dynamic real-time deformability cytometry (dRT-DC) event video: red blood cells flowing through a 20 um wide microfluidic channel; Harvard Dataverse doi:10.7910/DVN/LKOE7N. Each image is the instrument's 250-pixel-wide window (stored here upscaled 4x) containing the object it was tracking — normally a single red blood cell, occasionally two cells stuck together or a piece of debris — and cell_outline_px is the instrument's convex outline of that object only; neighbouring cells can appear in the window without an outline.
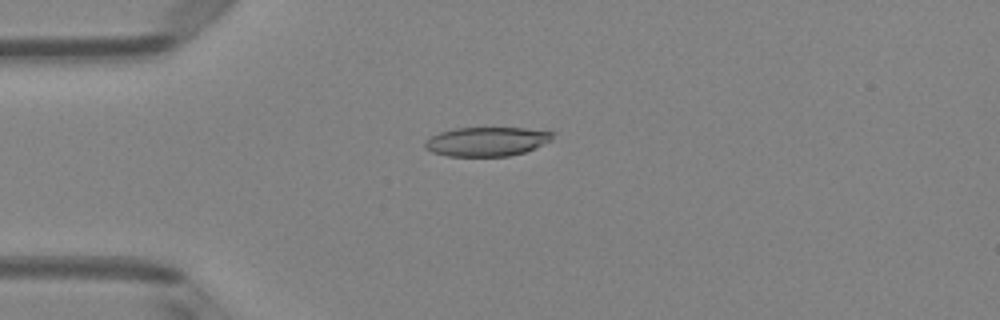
{"species": "Egyptian fruit bat (a non-hibernating species)", "species_latin": "Rousettus aegyptiacus", "temperature_condition": "room temperature", "stored_images_in_passage": 51, "camera_frame_rate_fps": 3000, "um_per_image_px": 0.085, "animal": {"sex": "female"}, "frame": {"image": 1, "passage_image": 13, "time_ms": 4.0, "image_size_px": [1000, 320], "cell_outline_px": [[556, 132], [552, 140], [536, 148], [524, 152], [508, 156], [448, 156], [432, 152], [424, 148], [424, 140], [440, 132], [456, 128], [524, 128]], "centroid_in_image_um": [41.39, 12.03], "position_along_channel_um": 43.6, "area_um2": 21.79}}
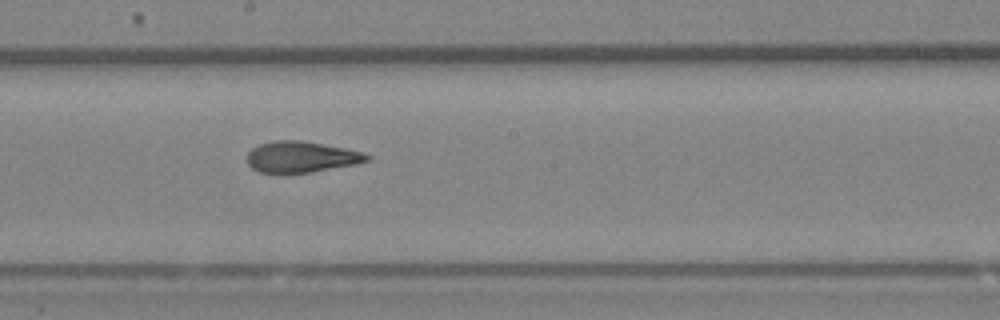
{"frame": {"image": 2, "passage_image": 28, "time_ms": 9.0, "image_size_px": [1000, 320], "cell_outline_px": [[372, 160], [356, 164], [312, 172], [260, 172], [252, 168], [248, 164], [248, 152], [252, 148], [260, 144], [272, 140], [300, 140], [344, 148], [364, 152], [372, 156]], "centroid_in_image_um": [25.65, 13.33], "position_along_channel_um": 222.5, "area_um2": 21.62}}
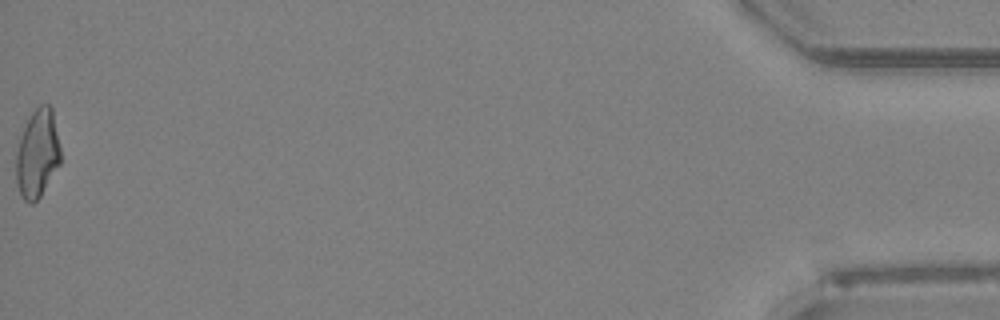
{"frame": {"image": 3, "passage_image": 51, "time_ms": 16.667, "image_size_px": [1000, 320], "cell_outline_px": [[60, 164], [40, 196], [32, 204], [28, 204], [24, 200], [16, 184], [16, 152], [24, 128], [32, 112], [40, 104], [48, 104], [52, 108], [60, 148]], "centroid_in_image_um": [3.18, 13.08], "position_along_channel_um": 432.0, "area_um2": 22.66}, "authors_computed_cell_mechanics": {"area_um2": 22.5998, "velocity_mm_per_s": 4.0215, "shape_relaxation_time_tau1_ms": 6.446, "shape_relaxation_time_tau2_ms": 2.0854, "deformation_change_tau1": 0.1967, "deformation_change_tau2": 0.093}}